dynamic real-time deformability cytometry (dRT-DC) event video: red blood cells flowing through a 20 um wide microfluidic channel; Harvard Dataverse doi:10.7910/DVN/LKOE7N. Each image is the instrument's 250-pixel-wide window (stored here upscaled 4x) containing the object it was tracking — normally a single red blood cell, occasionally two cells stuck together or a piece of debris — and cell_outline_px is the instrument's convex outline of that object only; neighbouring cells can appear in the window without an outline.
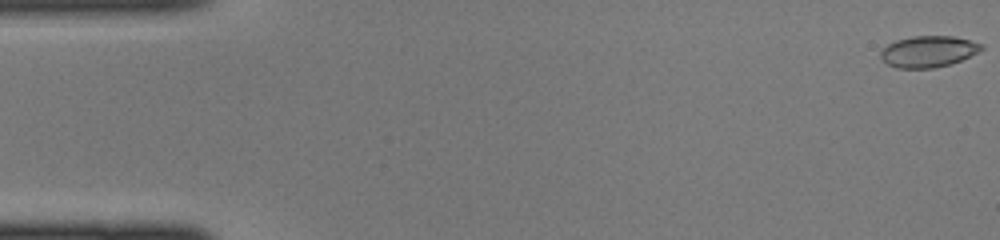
{"species": "common noctule bat (a hibernating species)", "species_latin": "Nyctalus noctula", "temperature_condition": "cold", "stored_images_in_passage": 9, "camera_frame_rate_fps": 3000, "um_per_image_px": 0.085, "animal": {"sex": "female", "body_mass_g": 22.0, "forearm_length_mm": 56.7}, "frame": {"image": 1, "passage_image": 1, "time_ms": 0.0, "image_size_px": [1000, 240], "cell_outline_px": [[984, 48], [960, 60], [948, 64], [932, 68], [896, 68], [888, 64], [880, 56], [880, 52], [888, 44], [896, 40], [912, 36], [952, 36], [984, 44]], "centroid_in_image_um": [78.88, 4.37], "position_along_channel_um": 6.1, "area_um2": 18.09}}